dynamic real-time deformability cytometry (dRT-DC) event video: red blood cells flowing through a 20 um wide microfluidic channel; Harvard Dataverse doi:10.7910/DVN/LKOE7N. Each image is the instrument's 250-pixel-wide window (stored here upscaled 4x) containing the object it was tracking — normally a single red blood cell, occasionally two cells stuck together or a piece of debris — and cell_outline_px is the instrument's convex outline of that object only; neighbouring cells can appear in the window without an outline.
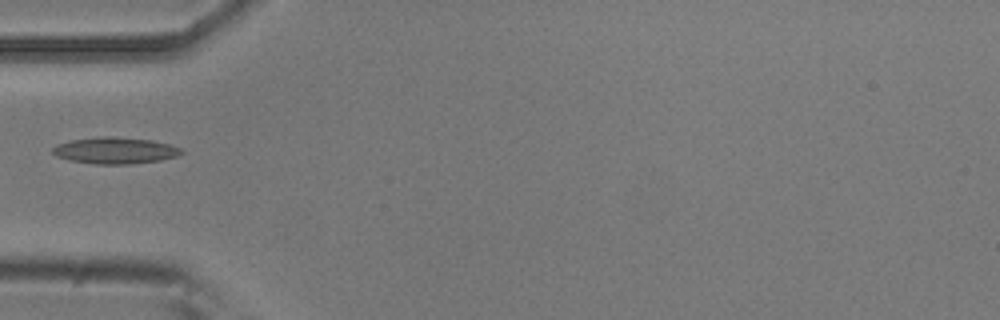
{"species": "common noctule bat (a hibernating species)", "species_latin": "Nyctalus noctula", "temperature_condition": "room temperature", "stored_images_in_passage": 1, "camera_frame_rate_fps": 3000, "um_per_image_px": 0.085, "animal": {"sex": "male", "body_mass_g": 20.5, "forearm_length_mm": 52.5}, "frame": {"image": 1, "passage_image": 1, "time_ms": 0.0, "image_size_px": [1000, 320], "cell_outline_px": [[184, 152], [176, 156], [160, 160], [128, 164], [96, 164], [68, 160], [56, 156], [52, 152], [52, 148], [56, 144], [72, 140], [100, 136], [116, 136], [152, 140], [168, 144], [180, 148]], "centroid_in_image_um": [9.75, 12.78], "position_along_channel_um": 75.3, "area_um2": 19.88}}